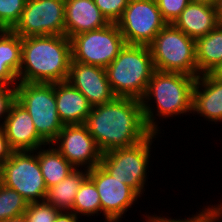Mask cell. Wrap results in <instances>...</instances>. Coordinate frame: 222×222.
I'll list each match as a JSON object with an SVG mask.
<instances>
[{
    "label": "cell",
    "instance_id": "cell-1",
    "mask_svg": "<svg viewBox=\"0 0 222 222\" xmlns=\"http://www.w3.org/2000/svg\"><path fill=\"white\" fill-rule=\"evenodd\" d=\"M85 125L102 153L136 145L152 133L146 126L141 100L130 97H115L93 106Z\"/></svg>",
    "mask_w": 222,
    "mask_h": 222
},
{
    "label": "cell",
    "instance_id": "cell-2",
    "mask_svg": "<svg viewBox=\"0 0 222 222\" xmlns=\"http://www.w3.org/2000/svg\"><path fill=\"white\" fill-rule=\"evenodd\" d=\"M71 61V42L66 35L24 37L18 81L30 83L67 81Z\"/></svg>",
    "mask_w": 222,
    "mask_h": 222
},
{
    "label": "cell",
    "instance_id": "cell-3",
    "mask_svg": "<svg viewBox=\"0 0 222 222\" xmlns=\"http://www.w3.org/2000/svg\"><path fill=\"white\" fill-rule=\"evenodd\" d=\"M197 77L182 73L155 70L149 81L147 91L141 99L143 116L147 128L152 133H160L156 116L170 118L187 112L192 113L193 88ZM151 99L156 100V116ZM150 102V103H149ZM151 104V106H150Z\"/></svg>",
    "mask_w": 222,
    "mask_h": 222
},
{
    "label": "cell",
    "instance_id": "cell-4",
    "mask_svg": "<svg viewBox=\"0 0 222 222\" xmlns=\"http://www.w3.org/2000/svg\"><path fill=\"white\" fill-rule=\"evenodd\" d=\"M110 88L116 97L141 100L155 71L147 45H125L105 68Z\"/></svg>",
    "mask_w": 222,
    "mask_h": 222
},
{
    "label": "cell",
    "instance_id": "cell-5",
    "mask_svg": "<svg viewBox=\"0 0 222 222\" xmlns=\"http://www.w3.org/2000/svg\"><path fill=\"white\" fill-rule=\"evenodd\" d=\"M148 46L155 70L197 77L195 39L173 24H166Z\"/></svg>",
    "mask_w": 222,
    "mask_h": 222
},
{
    "label": "cell",
    "instance_id": "cell-6",
    "mask_svg": "<svg viewBox=\"0 0 222 222\" xmlns=\"http://www.w3.org/2000/svg\"><path fill=\"white\" fill-rule=\"evenodd\" d=\"M16 100L32 117L38 135L51 147L63 128L55 97V83L19 82Z\"/></svg>",
    "mask_w": 222,
    "mask_h": 222
},
{
    "label": "cell",
    "instance_id": "cell-7",
    "mask_svg": "<svg viewBox=\"0 0 222 222\" xmlns=\"http://www.w3.org/2000/svg\"><path fill=\"white\" fill-rule=\"evenodd\" d=\"M158 133L130 147L116 148L102 153L100 165L114 178L133 188L140 196L146 185L150 147ZM145 184V185H144Z\"/></svg>",
    "mask_w": 222,
    "mask_h": 222
},
{
    "label": "cell",
    "instance_id": "cell-8",
    "mask_svg": "<svg viewBox=\"0 0 222 222\" xmlns=\"http://www.w3.org/2000/svg\"><path fill=\"white\" fill-rule=\"evenodd\" d=\"M1 183L16 190L28 203L46 199L48 188L34 151H13L1 165Z\"/></svg>",
    "mask_w": 222,
    "mask_h": 222
},
{
    "label": "cell",
    "instance_id": "cell-9",
    "mask_svg": "<svg viewBox=\"0 0 222 222\" xmlns=\"http://www.w3.org/2000/svg\"><path fill=\"white\" fill-rule=\"evenodd\" d=\"M72 61L106 68L126 45L117 23L70 38Z\"/></svg>",
    "mask_w": 222,
    "mask_h": 222
},
{
    "label": "cell",
    "instance_id": "cell-10",
    "mask_svg": "<svg viewBox=\"0 0 222 222\" xmlns=\"http://www.w3.org/2000/svg\"><path fill=\"white\" fill-rule=\"evenodd\" d=\"M167 23L156 0H129L117 22L127 45H149Z\"/></svg>",
    "mask_w": 222,
    "mask_h": 222
},
{
    "label": "cell",
    "instance_id": "cell-11",
    "mask_svg": "<svg viewBox=\"0 0 222 222\" xmlns=\"http://www.w3.org/2000/svg\"><path fill=\"white\" fill-rule=\"evenodd\" d=\"M65 0H27L12 31L21 38L65 35Z\"/></svg>",
    "mask_w": 222,
    "mask_h": 222
},
{
    "label": "cell",
    "instance_id": "cell-12",
    "mask_svg": "<svg viewBox=\"0 0 222 222\" xmlns=\"http://www.w3.org/2000/svg\"><path fill=\"white\" fill-rule=\"evenodd\" d=\"M88 177L97 188L106 222L120 221L128 208L141 197L133 188L112 177L101 165L88 170Z\"/></svg>",
    "mask_w": 222,
    "mask_h": 222
},
{
    "label": "cell",
    "instance_id": "cell-13",
    "mask_svg": "<svg viewBox=\"0 0 222 222\" xmlns=\"http://www.w3.org/2000/svg\"><path fill=\"white\" fill-rule=\"evenodd\" d=\"M51 145H55L75 169L91 170L100 165L102 152L85 124L64 125Z\"/></svg>",
    "mask_w": 222,
    "mask_h": 222
},
{
    "label": "cell",
    "instance_id": "cell-14",
    "mask_svg": "<svg viewBox=\"0 0 222 222\" xmlns=\"http://www.w3.org/2000/svg\"><path fill=\"white\" fill-rule=\"evenodd\" d=\"M67 81L87 98L92 107L111 102L116 97L103 67L71 61Z\"/></svg>",
    "mask_w": 222,
    "mask_h": 222
},
{
    "label": "cell",
    "instance_id": "cell-15",
    "mask_svg": "<svg viewBox=\"0 0 222 222\" xmlns=\"http://www.w3.org/2000/svg\"><path fill=\"white\" fill-rule=\"evenodd\" d=\"M3 123L5 136L13 151H35L48 144L38 135L32 117L17 100H15Z\"/></svg>",
    "mask_w": 222,
    "mask_h": 222
},
{
    "label": "cell",
    "instance_id": "cell-16",
    "mask_svg": "<svg viewBox=\"0 0 222 222\" xmlns=\"http://www.w3.org/2000/svg\"><path fill=\"white\" fill-rule=\"evenodd\" d=\"M192 112L214 123L222 121V80L210 73L196 78L193 88Z\"/></svg>",
    "mask_w": 222,
    "mask_h": 222
},
{
    "label": "cell",
    "instance_id": "cell-17",
    "mask_svg": "<svg viewBox=\"0 0 222 222\" xmlns=\"http://www.w3.org/2000/svg\"><path fill=\"white\" fill-rule=\"evenodd\" d=\"M65 35L70 39L77 34L97 30L109 24L94 0H65Z\"/></svg>",
    "mask_w": 222,
    "mask_h": 222
},
{
    "label": "cell",
    "instance_id": "cell-18",
    "mask_svg": "<svg viewBox=\"0 0 222 222\" xmlns=\"http://www.w3.org/2000/svg\"><path fill=\"white\" fill-rule=\"evenodd\" d=\"M56 108L63 125L85 124L92 106L68 81L55 83Z\"/></svg>",
    "mask_w": 222,
    "mask_h": 222
},
{
    "label": "cell",
    "instance_id": "cell-19",
    "mask_svg": "<svg viewBox=\"0 0 222 222\" xmlns=\"http://www.w3.org/2000/svg\"><path fill=\"white\" fill-rule=\"evenodd\" d=\"M173 25L196 40L210 33L219 23L215 7L190 2Z\"/></svg>",
    "mask_w": 222,
    "mask_h": 222
},
{
    "label": "cell",
    "instance_id": "cell-20",
    "mask_svg": "<svg viewBox=\"0 0 222 222\" xmlns=\"http://www.w3.org/2000/svg\"><path fill=\"white\" fill-rule=\"evenodd\" d=\"M21 54L22 38L12 30H0V85L16 86L19 83Z\"/></svg>",
    "mask_w": 222,
    "mask_h": 222
},
{
    "label": "cell",
    "instance_id": "cell-21",
    "mask_svg": "<svg viewBox=\"0 0 222 222\" xmlns=\"http://www.w3.org/2000/svg\"><path fill=\"white\" fill-rule=\"evenodd\" d=\"M196 42L197 77L210 73L222 62V25L199 37Z\"/></svg>",
    "mask_w": 222,
    "mask_h": 222
},
{
    "label": "cell",
    "instance_id": "cell-22",
    "mask_svg": "<svg viewBox=\"0 0 222 222\" xmlns=\"http://www.w3.org/2000/svg\"><path fill=\"white\" fill-rule=\"evenodd\" d=\"M80 170L75 169L58 184L49 187L45 201L60 211H71L77 191L88 177L87 169Z\"/></svg>",
    "mask_w": 222,
    "mask_h": 222
},
{
    "label": "cell",
    "instance_id": "cell-23",
    "mask_svg": "<svg viewBox=\"0 0 222 222\" xmlns=\"http://www.w3.org/2000/svg\"><path fill=\"white\" fill-rule=\"evenodd\" d=\"M45 146L36 149L42 176L47 188L58 184L65 179L75 168L67 159L52 145L44 149ZM38 151V152H37Z\"/></svg>",
    "mask_w": 222,
    "mask_h": 222
},
{
    "label": "cell",
    "instance_id": "cell-24",
    "mask_svg": "<svg viewBox=\"0 0 222 222\" xmlns=\"http://www.w3.org/2000/svg\"><path fill=\"white\" fill-rule=\"evenodd\" d=\"M71 211L77 216H80L79 214L81 213L82 215H87V217L94 216L98 212L102 213L99 193L94 182L89 177L83 181L77 191Z\"/></svg>",
    "mask_w": 222,
    "mask_h": 222
},
{
    "label": "cell",
    "instance_id": "cell-25",
    "mask_svg": "<svg viewBox=\"0 0 222 222\" xmlns=\"http://www.w3.org/2000/svg\"><path fill=\"white\" fill-rule=\"evenodd\" d=\"M28 204L16 190L0 183V222L23 216Z\"/></svg>",
    "mask_w": 222,
    "mask_h": 222
},
{
    "label": "cell",
    "instance_id": "cell-26",
    "mask_svg": "<svg viewBox=\"0 0 222 222\" xmlns=\"http://www.w3.org/2000/svg\"><path fill=\"white\" fill-rule=\"evenodd\" d=\"M27 0H0V30H12L18 23Z\"/></svg>",
    "mask_w": 222,
    "mask_h": 222
},
{
    "label": "cell",
    "instance_id": "cell-27",
    "mask_svg": "<svg viewBox=\"0 0 222 222\" xmlns=\"http://www.w3.org/2000/svg\"><path fill=\"white\" fill-rule=\"evenodd\" d=\"M59 209L44 201L30 202L24 216L28 222H55Z\"/></svg>",
    "mask_w": 222,
    "mask_h": 222
},
{
    "label": "cell",
    "instance_id": "cell-28",
    "mask_svg": "<svg viewBox=\"0 0 222 222\" xmlns=\"http://www.w3.org/2000/svg\"><path fill=\"white\" fill-rule=\"evenodd\" d=\"M94 2L109 23H117L129 0H94Z\"/></svg>",
    "mask_w": 222,
    "mask_h": 222
},
{
    "label": "cell",
    "instance_id": "cell-29",
    "mask_svg": "<svg viewBox=\"0 0 222 222\" xmlns=\"http://www.w3.org/2000/svg\"><path fill=\"white\" fill-rule=\"evenodd\" d=\"M163 20L167 24H173L181 12L190 3L189 0H156Z\"/></svg>",
    "mask_w": 222,
    "mask_h": 222
},
{
    "label": "cell",
    "instance_id": "cell-30",
    "mask_svg": "<svg viewBox=\"0 0 222 222\" xmlns=\"http://www.w3.org/2000/svg\"><path fill=\"white\" fill-rule=\"evenodd\" d=\"M16 100V86L0 85V120H4L9 113L12 103ZM0 126L3 124L0 122Z\"/></svg>",
    "mask_w": 222,
    "mask_h": 222
},
{
    "label": "cell",
    "instance_id": "cell-31",
    "mask_svg": "<svg viewBox=\"0 0 222 222\" xmlns=\"http://www.w3.org/2000/svg\"><path fill=\"white\" fill-rule=\"evenodd\" d=\"M218 220L216 219V216L214 212L209 208V206L202 211H199L196 215L189 217V218H184V219H168L164 217H158L155 215V222H217Z\"/></svg>",
    "mask_w": 222,
    "mask_h": 222
},
{
    "label": "cell",
    "instance_id": "cell-32",
    "mask_svg": "<svg viewBox=\"0 0 222 222\" xmlns=\"http://www.w3.org/2000/svg\"><path fill=\"white\" fill-rule=\"evenodd\" d=\"M12 152L13 150L8 144L4 129L2 126H0V165L10 158Z\"/></svg>",
    "mask_w": 222,
    "mask_h": 222
},
{
    "label": "cell",
    "instance_id": "cell-33",
    "mask_svg": "<svg viewBox=\"0 0 222 222\" xmlns=\"http://www.w3.org/2000/svg\"><path fill=\"white\" fill-rule=\"evenodd\" d=\"M78 216L72 211H60L55 219V222H78Z\"/></svg>",
    "mask_w": 222,
    "mask_h": 222
},
{
    "label": "cell",
    "instance_id": "cell-34",
    "mask_svg": "<svg viewBox=\"0 0 222 222\" xmlns=\"http://www.w3.org/2000/svg\"><path fill=\"white\" fill-rule=\"evenodd\" d=\"M215 214L216 219L219 220L221 222V218H222V202L221 204L216 205H211V207H209ZM220 218V219H219Z\"/></svg>",
    "mask_w": 222,
    "mask_h": 222
},
{
    "label": "cell",
    "instance_id": "cell-35",
    "mask_svg": "<svg viewBox=\"0 0 222 222\" xmlns=\"http://www.w3.org/2000/svg\"><path fill=\"white\" fill-rule=\"evenodd\" d=\"M210 74L216 78V79H219V80H222V62L217 65L211 72Z\"/></svg>",
    "mask_w": 222,
    "mask_h": 222
},
{
    "label": "cell",
    "instance_id": "cell-36",
    "mask_svg": "<svg viewBox=\"0 0 222 222\" xmlns=\"http://www.w3.org/2000/svg\"><path fill=\"white\" fill-rule=\"evenodd\" d=\"M216 16L218 19L219 25H222V0H218L215 6Z\"/></svg>",
    "mask_w": 222,
    "mask_h": 222
},
{
    "label": "cell",
    "instance_id": "cell-37",
    "mask_svg": "<svg viewBox=\"0 0 222 222\" xmlns=\"http://www.w3.org/2000/svg\"><path fill=\"white\" fill-rule=\"evenodd\" d=\"M193 3L203 4L211 7H215L218 0H189Z\"/></svg>",
    "mask_w": 222,
    "mask_h": 222
},
{
    "label": "cell",
    "instance_id": "cell-38",
    "mask_svg": "<svg viewBox=\"0 0 222 222\" xmlns=\"http://www.w3.org/2000/svg\"><path fill=\"white\" fill-rule=\"evenodd\" d=\"M2 222H28V221L25 218V216L23 215V216L13 218V219H9V220H5V221H2Z\"/></svg>",
    "mask_w": 222,
    "mask_h": 222
},
{
    "label": "cell",
    "instance_id": "cell-39",
    "mask_svg": "<svg viewBox=\"0 0 222 222\" xmlns=\"http://www.w3.org/2000/svg\"><path fill=\"white\" fill-rule=\"evenodd\" d=\"M147 218V221L146 222H155V216H149V215H146L145 216Z\"/></svg>",
    "mask_w": 222,
    "mask_h": 222
},
{
    "label": "cell",
    "instance_id": "cell-40",
    "mask_svg": "<svg viewBox=\"0 0 222 222\" xmlns=\"http://www.w3.org/2000/svg\"><path fill=\"white\" fill-rule=\"evenodd\" d=\"M0 183H1V165H0Z\"/></svg>",
    "mask_w": 222,
    "mask_h": 222
}]
</instances>
